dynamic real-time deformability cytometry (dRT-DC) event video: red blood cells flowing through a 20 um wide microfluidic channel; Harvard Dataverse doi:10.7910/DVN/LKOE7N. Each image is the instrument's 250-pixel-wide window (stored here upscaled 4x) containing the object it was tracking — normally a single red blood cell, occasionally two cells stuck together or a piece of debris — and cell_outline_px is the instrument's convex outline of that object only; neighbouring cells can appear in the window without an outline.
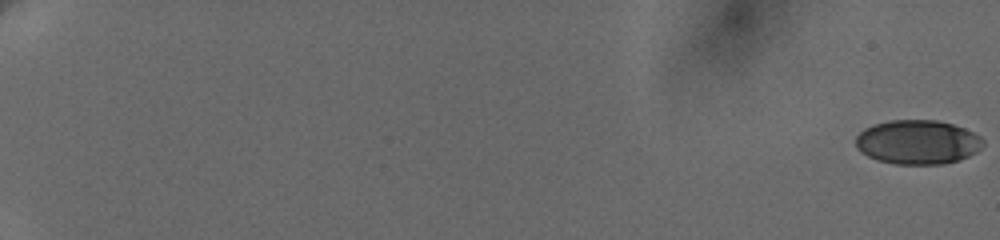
{"species": "human", "species_latin": "Homo sapiens", "temperature_condition": "cold", "stored_images_in_passage": 10, "camera_frame_rate_fps": 3000, "um_per_image_px": 0.085, "donor": {"sex": "female"}, "frame": {"image": 1, "passage_image": 1, "time_ms": 0.0, "image_size_px": [1000, 240], "cell_outline_px": [[984, 144], [976, 152], [960, 160], [944, 164], [896, 164], [876, 160], [860, 152], [856, 148], [856, 136], [864, 128], [888, 120], [936, 120], [952, 124], [964, 128], [980, 136], [984, 140]], "centroid_in_image_um": [77.99, 12.08], "position_along_channel_um": 7.0, "area_um2": 32.95}}
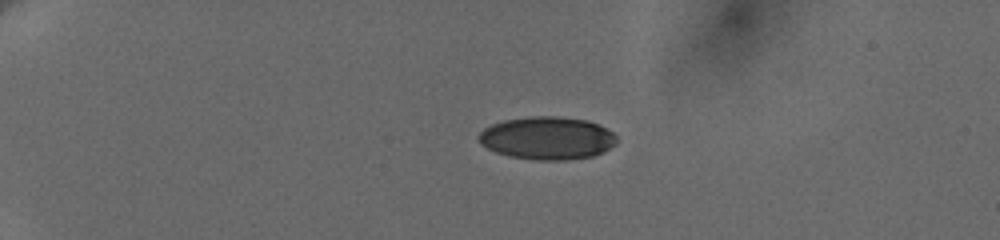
{"frame": {"image": 2, "passage_image": 6, "time_ms": 5.333, "image_size_px": [1000, 240], "cell_outline_px": [[616, 144], [604, 152], [592, 156], [564, 160], [536, 160], [508, 156], [496, 152], [480, 144], [480, 132], [484, 128], [492, 124], [504, 120], [532, 116], [556, 116], [588, 120], [612, 132], [616, 136]], "centroid_in_image_um": [46.52, 11.74], "position_along_channel_um": 38.5, "area_um2": 34.33}}
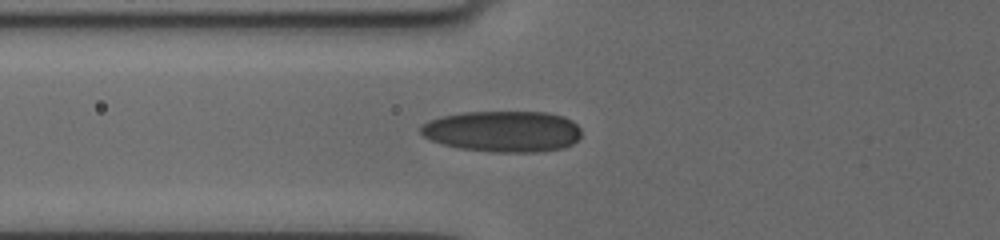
{"frame": {"image": 3, "passage_image": 10, "time_ms": 8.667, "image_size_px": [1000, 240], "cell_outline_px": [[580, 136], [572, 144], [564, 148], [540, 152], [492, 152], [460, 148], [444, 144], [432, 140], [424, 136], [420, 132], [420, 128], [428, 120], [444, 116], [464, 112], [548, 112], [564, 116], [572, 120], [580, 128]], "centroid_in_image_um": [42.78, 11.16], "position_along_channel_um": 83.0, "area_um2": 38.55}}